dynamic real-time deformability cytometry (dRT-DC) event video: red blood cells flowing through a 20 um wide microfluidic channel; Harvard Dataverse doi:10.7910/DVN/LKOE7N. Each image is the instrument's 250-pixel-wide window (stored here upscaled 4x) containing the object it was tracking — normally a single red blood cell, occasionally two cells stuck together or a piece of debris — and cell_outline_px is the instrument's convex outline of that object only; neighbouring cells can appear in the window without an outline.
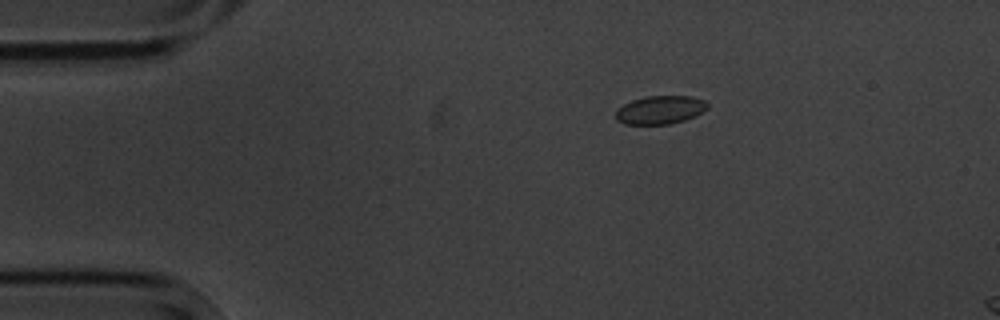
{"species": "common noctule bat (a hibernating species)", "species_latin": "Nyctalus noctula", "temperature_condition": "cold", "stored_images_in_passage": 4, "camera_frame_rate_fps": 3000, "um_per_image_px": 0.085, "animal": {"sex": "male", "body_mass_g": 20.1, "forearm_length_mm": 53.5}, "frame": {"image": 1, "passage_image": 3, "time_ms": 2.333, "image_size_px": [1000, 320], "cell_outline_px": [[708, 108], [696, 116], [684, 120], [668, 124], [624, 124], [616, 120], [616, 108], [632, 100], [644, 96], [692, 96], [704, 100], [708, 104]], "centroid_in_image_um": [56.11, 9.33], "position_along_channel_um": 28.9, "area_um2": 15.26}}